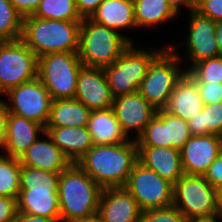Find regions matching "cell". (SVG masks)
Returning <instances> with one entry per match:
<instances>
[{
    "mask_svg": "<svg viewBox=\"0 0 222 222\" xmlns=\"http://www.w3.org/2000/svg\"><path fill=\"white\" fill-rule=\"evenodd\" d=\"M103 0H75L78 13L82 18H89Z\"/></svg>",
    "mask_w": 222,
    "mask_h": 222,
    "instance_id": "39",
    "label": "cell"
},
{
    "mask_svg": "<svg viewBox=\"0 0 222 222\" xmlns=\"http://www.w3.org/2000/svg\"><path fill=\"white\" fill-rule=\"evenodd\" d=\"M20 170L18 158L0 154V196L18 198Z\"/></svg>",
    "mask_w": 222,
    "mask_h": 222,
    "instance_id": "30",
    "label": "cell"
},
{
    "mask_svg": "<svg viewBox=\"0 0 222 222\" xmlns=\"http://www.w3.org/2000/svg\"><path fill=\"white\" fill-rule=\"evenodd\" d=\"M5 132L6 128H0V150H1V155L4 154L5 152Z\"/></svg>",
    "mask_w": 222,
    "mask_h": 222,
    "instance_id": "46",
    "label": "cell"
},
{
    "mask_svg": "<svg viewBox=\"0 0 222 222\" xmlns=\"http://www.w3.org/2000/svg\"><path fill=\"white\" fill-rule=\"evenodd\" d=\"M112 110L129 139L137 140L157 110L137 91L113 99ZM134 134V138L132 134ZM131 135V136H130Z\"/></svg>",
    "mask_w": 222,
    "mask_h": 222,
    "instance_id": "15",
    "label": "cell"
},
{
    "mask_svg": "<svg viewBox=\"0 0 222 222\" xmlns=\"http://www.w3.org/2000/svg\"><path fill=\"white\" fill-rule=\"evenodd\" d=\"M8 115L9 110L6 100L0 99V128H6Z\"/></svg>",
    "mask_w": 222,
    "mask_h": 222,
    "instance_id": "42",
    "label": "cell"
},
{
    "mask_svg": "<svg viewBox=\"0 0 222 222\" xmlns=\"http://www.w3.org/2000/svg\"><path fill=\"white\" fill-rule=\"evenodd\" d=\"M187 221L220 216L217 190L200 175L184 174L173 185V203Z\"/></svg>",
    "mask_w": 222,
    "mask_h": 222,
    "instance_id": "9",
    "label": "cell"
},
{
    "mask_svg": "<svg viewBox=\"0 0 222 222\" xmlns=\"http://www.w3.org/2000/svg\"><path fill=\"white\" fill-rule=\"evenodd\" d=\"M134 41L131 37L83 18L79 30L78 56L87 67L113 64Z\"/></svg>",
    "mask_w": 222,
    "mask_h": 222,
    "instance_id": "5",
    "label": "cell"
},
{
    "mask_svg": "<svg viewBox=\"0 0 222 222\" xmlns=\"http://www.w3.org/2000/svg\"><path fill=\"white\" fill-rule=\"evenodd\" d=\"M221 152L222 136L192 135L180 149L184 174L203 176Z\"/></svg>",
    "mask_w": 222,
    "mask_h": 222,
    "instance_id": "16",
    "label": "cell"
},
{
    "mask_svg": "<svg viewBox=\"0 0 222 222\" xmlns=\"http://www.w3.org/2000/svg\"><path fill=\"white\" fill-rule=\"evenodd\" d=\"M171 8L181 15V8H185L187 13L196 10L198 0H167Z\"/></svg>",
    "mask_w": 222,
    "mask_h": 222,
    "instance_id": "40",
    "label": "cell"
},
{
    "mask_svg": "<svg viewBox=\"0 0 222 222\" xmlns=\"http://www.w3.org/2000/svg\"><path fill=\"white\" fill-rule=\"evenodd\" d=\"M87 128L94 145L119 144L130 140L112 108L91 111Z\"/></svg>",
    "mask_w": 222,
    "mask_h": 222,
    "instance_id": "25",
    "label": "cell"
},
{
    "mask_svg": "<svg viewBox=\"0 0 222 222\" xmlns=\"http://www.w3.org/2000/svg\"><path fill=\"white\" fill-rule=\"evenodd\" d=\"M204 102L200 97L196 81L185 72L176 82L164 110L188 122L203 110Z\"/></svg>",
    "mask_w": 222,
    "mask_h": 222,
    "instance_id": "21",
    "label": "cell"
},
{
    "mask_svg": "<svg viewBox=\"0 0 222 222\" xmlns=\"http://www.w3.org/2000/svg\"><path fill=\"white\" fill-rule=\"evenodd\" d=\"M5 95H6V92L2 89V87H1V85H0V99H1L2 97H5Z\"/></svg>",
    "mask_w": 222,
    "mask_h": 222,
    "instance_id": "48",
    "label": "cell"
},
{
    "mask_svg": "<svg viewBox=\"0 0 222 222\" xmlns=\"http://www.w3.org/2000/svg\"><path fill=\"white\" fill-rule=\"evenodd\" d=\"M5 98L9 113L46 126L53 99L38 77L9 89Z\"/></svg>",
    "mask_w": 222,
    "mask_h": 222,
    "instance_id": "12",
    "label": "cell"
},
{
    "mask_svg": "<svg viewBox=\"0 0 222 222\" xmlns=\"http://www.w3.org/2000/svg\"><path fill=\"white\" fill-rule=\"evenodd\" d=\"M23 16L14 8L10 0H0V41L21 38Z\"/></svg>",
    "mask_w": 222,
    "mask_h": 222,
    "instance_id": "31",
    "label": "cell"
},
{
    "mask_svg": "<svg viewBox=\"0 0 222 222\" xmlns=\"http://www.w3.org/2000/svg\"><path fill=\"white\" fill-rule=\"evenodd\" d=\"M215 36H216L219 56H222V20L216 21Z\"/></svg>",
    "mask_w": 222,
    "mask_h": 222,
    "instance_id": "43",
    "label": "cell"
},
{
    "mask_svg": "<svg viewBox=\"0 0 222 222\" xmlns=\"http://www.w3.org/2000/svg\"><path fill=\"white\" fill-rule=\"evenodd\" d=\"M134 18L136 27L158 28L163 23L168 24L175 20L179 15L171 8L167 0H133Z\"/></svg>",
    "mask_w": 222,
    "mask_h": 222,
    "instance_id": "27",
    "label": "cell"
},
{
    "mask_svg": "<svg viewBox=\"0 0 222 222\" xmlns=\"http://www.w3.org/2000/svg\"><path fill=\"white\" fill-rule=\"evenodd\" d=\"M187 73L196 82L222 83V56L202 60L194 64Z\"/></svg>",
    "mask_w": 222,
    "mask_h": 222,
    "instance_id": "32",
    "label": "cell"
},
{
    "mask_svg": "<svg viewBox=\"0 0 222 222\" xmlns=\"http://www.w3.org/2000/svg\"><path fill=\"white\" fill-rule=\"evenodd\" d=\"M167 46L144 49L133 43L113 64L103 67L113 98L137 92L150 64Z\"/></svg>",
    "mask_w": 222,
    "mask_h": 222,
    "instance_id": "6",
    "label": "cell"
},
{
    "mask_svg": "<svg viewBox=\"0 0 222 222\" xmlns=\"http://www.w3.org/2000/svg\"><path fill=\"white\" fill-rule=\"evenodd\" d=\"M41 138L39 137L22 153L18 158L19 163L22 166L38 168L54 173H61L66 170L72 164L71 161L53 143L46 131L41 135Z\"/></svg>",
    "mask_w": 222,
    "mask_h": 222,
    "instance_id": "19",
    "label": "cell"
},
{
    "mask_svg": "<svg viewBox=\"0 0 222 222\" xmlns=\"http://www.w3.org/2000/svg\"><path fill=\"white\" fill-rule=\"evenodd\" d=\"M41 0H10L14 8L23 16L32 15Z\"/></svg>",
    "mask_w": 222,
    "mask_h": 222,
    "instance_id": "38",
    "label": "cell"
},
{
    "mask_svg": "<svg viewBox=\"0 0 222 222\" xmlns=\"http://www.w3.org/2000/svg\"><path fill=\"white\" fill-rule=\"evenodd\" d=\"M102 188L76 163L58 181L60 222H73L98 212Z\"/></svg>",
    "mask_w": 222,
    "mask_h": 222,
    "instance_id": "2",
    "label": "cell"
},
{
    "mask_svg": "<svg viewBox=\"0 0 222 222\" xmlns=\"http://www.w3.org/2000/svg\"><path fill=\"white\" fill-rule=\"evenodd\" d=\"M60 174L21 165L17 211L60 222Z\"/></svg>",
    "mask_w": 222,
    "mask_h": 222,
    "instance_id": "3",
    "label": "cell"
},
{
    "mask_svg": "<svg viewBox=\"0 0 222 222\" xmlns=\"http://www.w3.org/2000/svg\"><path fill=\"white\" fill-rule=\"evenodd\" d=\"M89 19L118 33L137 29L133 0H103Z\"/></svg>",
    "mask_w": 222,
    "mask_h": 222,
    "instance_id": "23",
    "label": "cell"
},
{
    "mask_svg": "<svg viewBox=\"0 0 222 222\" xmlns=\"http://www.w3.org/2000/svg\"><path fill=\"white\" fill-rule=\"evenodd\" d=\"M204 104L222 102V83L196 82Z\"/></svg>",
    "mask_w": 222,
    "mask_h": 222,
    "instance_id": "34",
    "label": "cell"
},
{
    "mask_svg": "<svg viewBox=\"0 0 222 222\" xmlns=\"http://www.w3.org/2000/svg\"><path fill=\"white\" fill-rule=\"evenodd\" d=\"M73 222H104L103 218L97 213H95L92 216L83 218V219H79V220H75Z\"/></svg>",
    "mask_w": 222,
    "mask_h": 222,
    "instance_id": "45",
    "label": "cell"
},
{
    "mask_svg": "<svg viewBox=\"0 0 222 222\" xmlns=\"http://www.w3.org/2000/svg\"><path fill=\"white\" fill-rule=\"evenodd\" d=\"M139 222H187L184 215L173 205L142 211Z\"/></svg>",
    "mask_w": 222,
    "mask_h": 222,
    "instance_id": "33",
    "label": "cell"
},
{
    "mask_svg": "<svg viewBox=\"0 0 222 222\" xmlns=\"http://www.w3.org/2000/svg\"><path fill=\"white\" fill-rule=\"evenodd\" d=\"M45 132L32 120L9 113L5 132V155L19 158Z\"/></svg>",
    "mask_w": 222,
    "mask_h": 222,
    "instance_id": "22",
    "label": "cell"
},
{
    "mask_svg": "<svg viewBox=\"0 0 222 222\" xmlns=\"http://www.w3.org/2000/svg\"><path fill=\"white\" fill-rule=\"evenodd\" d=\"M81 21L23 17L21 40L40 57L51 52H78Z\"/></svg>",
    "mask_w": 222,
    "mask_h": 222,
    "instance_id": "4",
    "label": "cell"
},
{
    "mask_svg": "<svg viewBox=\"0 0 222 222\" xmlns=\"http://www.w3.org/2000/svg\"><path fill=\"white\" fill-rule=\"evenodd\" d=\"M217 192H218V204L222 212V186L217 190Z\"/></svg>",
    "mask_w": 222,
    "mask_h": 222,
    "instance_id": "47",
    "label": "cell"
},
{
    "mask_svg": "<svg viewBox=\"0 0 222 222\" xmlns=\"http://www.w3.org/2000/svg\"><path fill=\"white\" fill-rule=\"evenodd\" d=\"M203 177L218 190L222 186V152L210 164Z\"/></svg>",
    "mask_w": 222,
    "mask_h": 222,
    "instance_id": "36",
    "label": "cell"
},
{
    "mask_svg": "<svg viewBox=\"0 0 222 222\" xmlns=\"http://www.w3.org/2000/svg\"><path fill=\"white\" fill-rule=\"evenodd\" d=\"M45 131L71 163H76L94 146L87 126L45 127Z\"/></svg>",
    "mask_w": 222,
    "mask_h": 222,
    "instance_id": "24",
    "label": "cell"
},
{
    "mask_svg": "<svg viewBox=\"0 0 222 222\" xmlns=\"http://www.w3.org/2000/svg\"><path fill=\"white\" fill-rule=\"evenodd\" d=\"M82 67L78 52H51L38 57L37 77L53 100L74 99Z\"/></svg>",
    "mask_w": 222,
    "mask_h": 222,
    "instance_id": "7",
    "label": "cell"
},
{
    "mask_svg": "<svg viewBox=\"0 0 222 222\" xmlns=\"http://www.w3.org/2000/svg\"><path fill=\"white\" fill-rule=\"evenodd\" d=\"M38 57L21 40L0 41V85L9 89L37 77Z\"/></svg>",
    "mask_w": 222,
    "mask_h": 222,
    "instance_id": "11",
    "label": "cell"
},
{
    "mask_svg": "<svg viewBox=\"0 0 222 222\" xmlns=\"http://www.w3.org/2000/svg\"><path fill=\"white\" fill-rule=\"evenodd\" d=\"M75 99L91 111L112 107L113 96L102 67L83 66L77 79Z\"/></svg>",
    "mask_w": 222,
    "mask_h": 222,
    "instance_id": "17",
    "label": "cell"
},
{
    "mask_svg": "<svg viewBox=\"0 0 222 222\" xmlns=\"http://www.w3.org/2000/svg\"><path fill=\"white\" fill-rule=\"evenodd\" d=\"M98 214L104 222H139L142 210L124 187L104 188L99 198Z\"/></svg>",
    "mask_w": 222,
    "mask_h": 222,
    "instance_id": "18",
    "label": "cell"
},
{
    "mask_svg": "<svg viewBox=\"0 0 222 222\" xmlns=\"http://www.w3.org/2000/svg\"><path fill=\"white\" fill-rule=\"evenodd\" d=\"M14 222H56L53 219L17 211Z\"/></svg>",
    "mask_w": 222,
    "mask_h": 222,
    "instance_id": "41",
    "label": "cell"
},
{
    "mask_svg": "<svg viewBox=\"0 0 222 222\" xmlns=\"http://www.w3.org/2000/svg\"><path fill=\"white\" fill-rule=\"evenodd\" d=\"M138 162L136 140L119 144L94 145L76 164L102 189L124 187Z\"/></svg>",
    "mask_w": 222,
    "mask_h": 222,
    "instance_id": "1",
    "label": "cell"
},
{
    "mask_svg": "<svg viewBox=\"0 0 222 222\" xmlns=\"http://www.w3.org/2000/svg\"><path fill=\"white\" fill-rule=\"evenodd\" d=\"M195 11L214 21H221L222 0H198Z\"/></svg>",
    "mask_w": 222,
    "mask_h": 222,
    "instance_id": "35",
    "label": "cell"
},
{
    "mask_svg": "<svg viewBox=\"0 0 222 222\" xmlns=\"http://www.w3.org/2000/svg\"><path fill=\"white\" fill-rule=\"evenodd\" d=\"M222 219V215L220 216H208V217H201L189 220L187 222H219L218 220Z\"/></svg>",
    "mask_w": 222,
    "mask_h": 222,
    "instance_id": "44",
    "label": "cell"
},
{
    "mask_svg": "<svg viewBox=\"0 0 222 222\" xmlns=\"http://www.w3.org/2000/svg\"><path fill=\"white\" fill-rule=\"evenodd\" d=\"M182 62L167 46L150 64L138 92L156 110L166 107L176 82L186 72Z\"/></svg>",
    "mask_w": 222,
    "mask_h": 222,
    "instance_id": "8",
    "label": "cell"
},
{
    "mask_svg": "<svg viewBox=\"0 0 222 222\" xmlns=\"http://www.w3.org/2000/svg\"><path fill=\"white\" fill-rule=\"evenodd\" d=\"M142 211L169 207L173 203V184L137 162L124 186Z\"/></svg>",
    "mask_w": 222,
    "mask_h": 222,
    "instance_id": "10",
    "label": "cell"
},
{
    "mask_svg": "<svg viewBox=\"0 0 222 222\" xmlns=\"http://www.w3.org/2000/svg\"><path fill=\"white\" fill-rule=\"evenodd\" d=\"M138 162L173 185L184 175L180 150L167 147H138Z\"/></svg>",
    "mask_w": 222,
    "mask_h": 222,
    "instance_id": "20",
    "label": "cell"
},
{
    "mask_svg": "<svg viewBox=\"0 0 222 222\" xmlns=\"http://www.w3.org/2000/svg\"><path fill=\"white\" fill-rule=\"evenodd\" d=\"M189 26L188 35L185 43V53L180 54L179 46L174 43H168V46L176 53L180 60H186L188 63L185 71L187 72L194 64L212 57L219 56L218 46L215 36L216 21L202 16L193 10L188 13ZM186 54V56H185ZM184 57H180V56ZM190 64V65H189Z\"/></svg>",
    "mask_w": 222,
    "mask_h": 222,
    "instance_id": "13",
    "label": "cell"
},
{
    "mask_svg": "<svg viewBox=\"0 0 222 222\" xmlns=\"http://www.w3.org/2000/svg\"><path fill=\"white\" fill-rule=\"evenodd\" d=\"M42 19L82 21L75 0H41L31 15Z\"/></svg>",
    "mask_w": 222,
    "mask_h": 222,
    "instance_id": "29",
    "label": "cell"
},
{
    "mask_svg": "<svg viewBox=\"0 0 222 222\" xmlns=\"http://www.w3.org/2000/svg\"><path fill=\"white\" fill-rule=\"evenodd\" d=\"M91 110L77 99L52 101L50 116L45 127L87 126Z\"/></svg>",
    "mask_w": 222,
    "mask_h": 222,
    "instance_id": "26",
    "label": "cell"
},
{
    "mask_svg": "<svg viewBox=\"0 0 222 222\" xmlns=\"http://www.w3.org/2000/svg\"><path fill=\"white\" fill-rule=\"evenodd\" d=\"M17 213V199L0 196V222H14Z\"/></svg>",
    "mask_w": 222,
    "mask_h": 222,
    "instance_id": "37",
    "label": "cell"
},
{
    "mask_svg": "<svg viewBox=\"0 0 222 222\" xmlns=\"http://www.w3.org/2000/svg\"><path fill=\"white\" fill-rule=\"evenodd\" d=\"M191 135L222 136V102L204 104L203 110L188 120Z\"/></svg>",
    "mask_w": 222,
    "mask_h": 222,
    "instance_id": "28",
    "label": "cell"
},
{
    "mask_svg": "<svg viewBox=\"0 0 222 222\" xmlns=\"http://www.w3.org/2000/svg\"><path fill=\"white\" fill-rule=\"evenodd\" d=\"M188 122L164 109L145 126L137 138V147H167L180 150L191 138Z\"/></svg>",
    "mask_w": 222,
    "mask_h": 222,
    "instance_id": "14",
    "label": "cell"
}]
</instances>
